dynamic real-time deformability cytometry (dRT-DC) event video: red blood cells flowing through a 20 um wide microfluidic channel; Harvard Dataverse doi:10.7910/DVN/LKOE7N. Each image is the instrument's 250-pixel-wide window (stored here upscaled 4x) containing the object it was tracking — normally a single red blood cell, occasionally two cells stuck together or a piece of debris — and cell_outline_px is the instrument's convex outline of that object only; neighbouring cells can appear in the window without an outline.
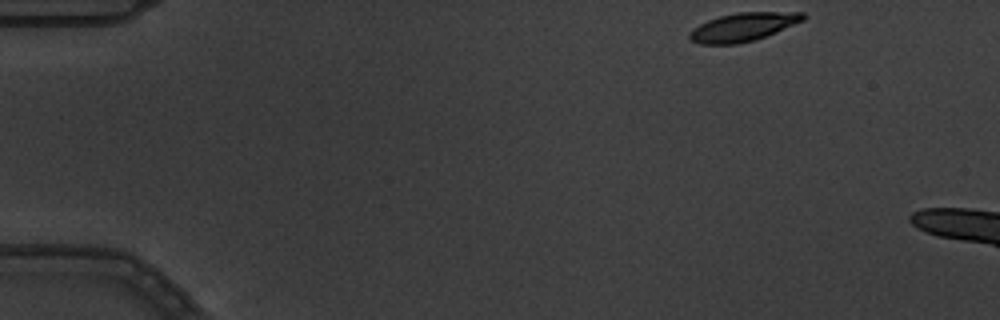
{"species": "common noctule bat (a hibernating species)", "species_latin": "Nyctalus noctula", "temperature_condition": "warm", "stored_images_in_passage": 3, "camera_frame_rate_fps": 3000, "um_per_image_px": 0.085, "animal": {"sex": "male", "body_mass_g": 19.5, "forearm_length_mm": 54.6}, "frame": {"image": 1, "passage_image": 1, "time_ms": 0.0, "image_size_px": [1000, 320], "cell_outline_px": [[808, 16], [804, 20], [776, 32], [752, 40], [736, 44], [700, 44], [692, 40], [688, 36], [688, 32], [700, 24], [708, 20], [720, 16], [736, 12], [804, 12]], "centroid_in_image_um": [63.17, 2.28], "position_along_channel_um": 21.8, "area_um2": 18.67}}